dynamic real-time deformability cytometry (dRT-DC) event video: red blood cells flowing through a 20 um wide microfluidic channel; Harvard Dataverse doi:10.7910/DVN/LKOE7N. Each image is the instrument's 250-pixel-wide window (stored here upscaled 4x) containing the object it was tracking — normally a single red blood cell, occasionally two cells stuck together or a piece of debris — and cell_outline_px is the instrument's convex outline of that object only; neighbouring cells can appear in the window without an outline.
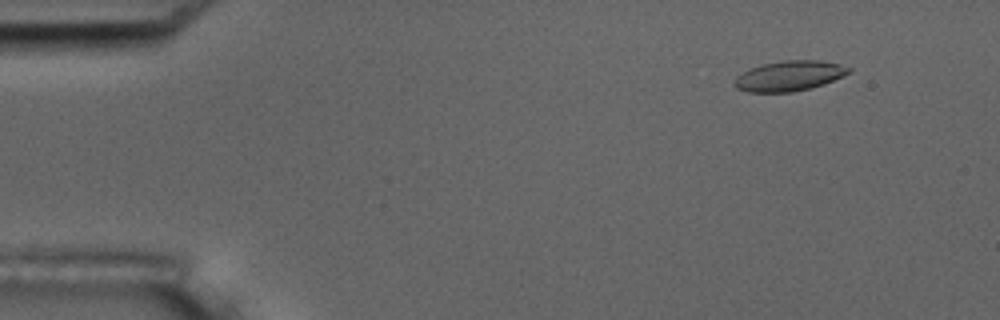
{"species": "common noctule bat (a hibernating species)", "species_latin": "Nyctalus noctula", "temperature_condition": "room temperature", "stored_images_in_passage": 4, "camera_frame_rate_fps": 3000, "um_per_image_px": 0.085, "animal": {"sex": "male", "body_mass_g": 17.5, "forearm_length_mm": 52.3}, "frame": {"image": 1, "passage_image": 1, "time_ms": 0.0, "image_size_px": [1000, 320], "cell_outline_px": [[852, 72], [844, 76], [824, 84], [792, 92], [748, 92], [736, 88], [732, 84], [736, 76], [752, 68], [764, 64], [784, 60], [820, 60], [840, 64], [852, 68]], "centroid_in_image_um": [67.11, 6.45], "position_along_channel_um": 17.9, "area_um2": 20.11}}
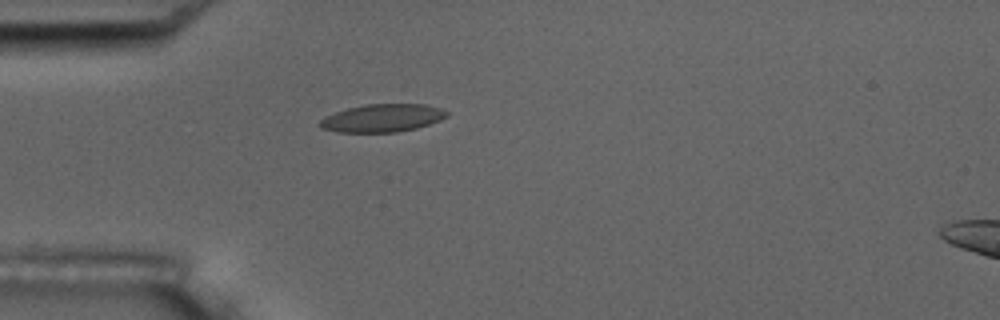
{"frame": {"image": 2, "passage_image": 4, "time_ms": 3.333, "image_size_px": [1000, 320], "cell_outline_px": [[448, 116], [440, 120], [416, 128], [396, 132], [336, 132], [320, 128], [320, 120], [324, 116], [348, 108], [364, 104], [428, 104], [440, 108], [448, 112]], "centroid_in_image_um": [32.5, 10.03], "position_along_channel_um": 52.5, "area_um2": 20.63}}